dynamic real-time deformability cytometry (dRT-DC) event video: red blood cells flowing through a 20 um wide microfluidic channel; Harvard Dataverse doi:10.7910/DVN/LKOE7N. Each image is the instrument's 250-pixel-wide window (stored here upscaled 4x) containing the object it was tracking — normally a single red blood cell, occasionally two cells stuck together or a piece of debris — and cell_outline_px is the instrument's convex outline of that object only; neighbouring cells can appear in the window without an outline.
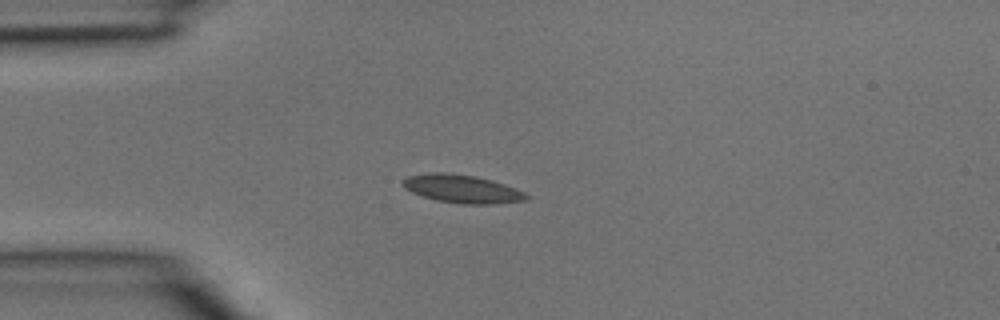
{"species": "common noctule bat (a hibernating species)", "species_latin": "Nyctalus noctula", "temperature_condition": "room temperature", "stored_images_in_passage": 3, "camera_frame_rate_fps": 3000, "um_per_image_px": 0.085, "animal": {"sex": "male", "body_mass_g": 15.6}, "frame": {"image": 1, "passage_image": 3, "time_ms": 0.667, "image_size_px": [1000, 320], "cell_outline_px": [[532, 196], [524, 200], [492, 204], [464, 204], [436, 200], [412, 192], [404, 188], [400, 180], [408, 176], [432, 172], [448, 172], [476, 176], [492, 180], [516, 188]], "centroid_in_image_um": [39.27, 16.04], "position_along_channel_um": 45.7, "area_um2": 20.35}}